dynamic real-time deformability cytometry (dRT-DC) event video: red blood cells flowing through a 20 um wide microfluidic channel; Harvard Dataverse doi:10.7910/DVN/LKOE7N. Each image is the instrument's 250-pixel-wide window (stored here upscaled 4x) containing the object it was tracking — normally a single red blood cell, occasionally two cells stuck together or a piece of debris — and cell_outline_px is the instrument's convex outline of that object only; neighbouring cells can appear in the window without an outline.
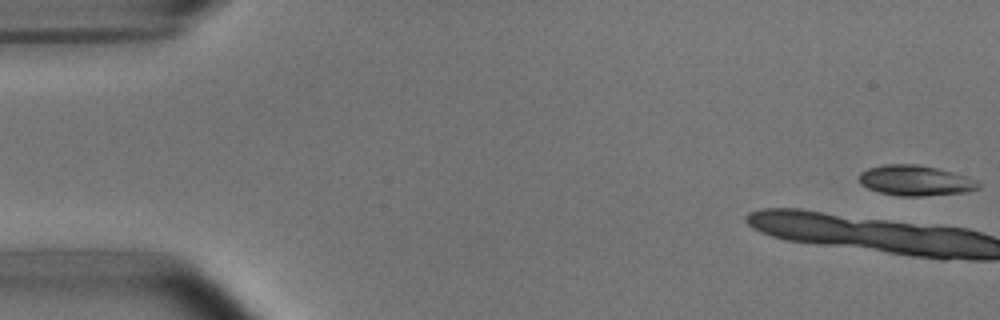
{"species": "common noctule bat (a hibernating species)", "species_latin": "Nyctalus noctula", "temperature_condition": "room temperature", "stored_images_in_passage": 16, "camera_frame_rate_fps": 3000, "um_per_image_px": 0.085, "animal": {"sex": "male", "body_mass_g": 15.6}, "frame": {"image": 1, "passage_image": 1, "time_ms": 0.0, "image_size_px": [1000, 320], "cell_outline_px": [[980, 188], [968, 192], [924, 196], [900, 196], [880, 192], [868, 188], [860, 184], [860, 172], [868, 168], [884, 164], [916, 164], [936, 168], [964, 176], [976, 180], [980, 184]], "centroid_in_image_um": [77.8, 15.35], "position_along_channel_um": 7.2, "area_um2": 20.98}}